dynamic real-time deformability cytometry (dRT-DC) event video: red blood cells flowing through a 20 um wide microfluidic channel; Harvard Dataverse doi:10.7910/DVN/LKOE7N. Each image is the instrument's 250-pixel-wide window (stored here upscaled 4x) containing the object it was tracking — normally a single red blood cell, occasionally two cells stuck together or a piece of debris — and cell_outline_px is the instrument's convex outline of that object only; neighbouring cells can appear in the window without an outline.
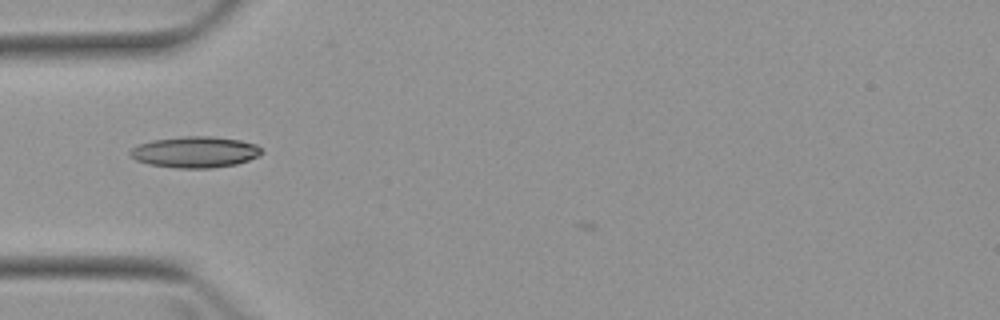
{"species": "Egyptian fruit bat (a non-hibernating species)", "species_latin": "Rousettus aegyptiacus", "temperature_condition": "warm", "stored_images_in_passage": 6, "camera_frame_rate_fps": 3000, "um_per_image_px": 0.085, "animal": {"sex": "female"}, "frame": {"image": 1, "passage_image": 3, "time_ms": 2.333, "image_size_px": [1000, 320], "cell_outline_px": [[264, 152], [260, 156], [236, 164], [212, 168], [176, 168], [148, 164], [136, 160], [128, 152], [132, 148], [140, 144], [152, 140], [184, 136], [212, 136], [240, 140], [256, 144]], "centroid_in_image_um": [16.6, 12.92], "position_along_channel_um": 68.4, "area_um2": 23.93}}
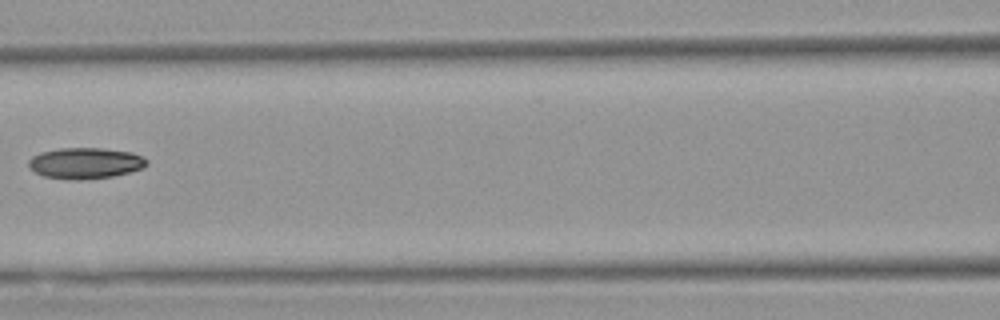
{"frame": {"image": 2, "passage_image": 5, "time_ms": 4.667, "image_size_px": [1000, 320], "cell_outline_px": [[148, 164], [144, 168], [112, 176], [88, 180], [72, 180], [44, 176], [28, 168], [28, 160], [32, 156], [40, 152], [60, 148], [104, 148], [132, 152], [144, 156], [148, 160]], "centroid_in_image_um": [7.26, 13.86], "position_along_channel_um": 159.3, "area_um2": 21.68}}
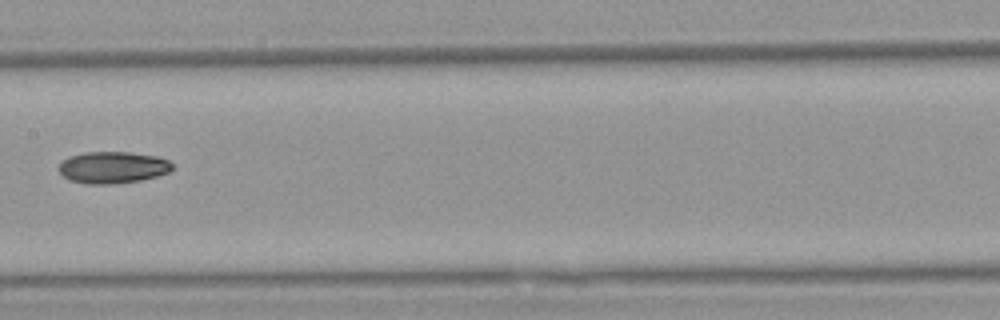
{"frame": {"image": 3, "passage_image": 6, "time_ms": 5.667, "image_size_px": [1000, 320], "cell_outline_px": [[172, 168], [168, 172], [156, 176], [140, 180], [112, 184], [88, 184], [68, 180], [56, 168], [68, 156], [84, 152], [128, 152], [156, 156], [168, 160], [172, 164]], "centroid_in_image_um": [9.54, 14.23], "position_along_channel_um": 197.9, "area_um2": 20.98}}